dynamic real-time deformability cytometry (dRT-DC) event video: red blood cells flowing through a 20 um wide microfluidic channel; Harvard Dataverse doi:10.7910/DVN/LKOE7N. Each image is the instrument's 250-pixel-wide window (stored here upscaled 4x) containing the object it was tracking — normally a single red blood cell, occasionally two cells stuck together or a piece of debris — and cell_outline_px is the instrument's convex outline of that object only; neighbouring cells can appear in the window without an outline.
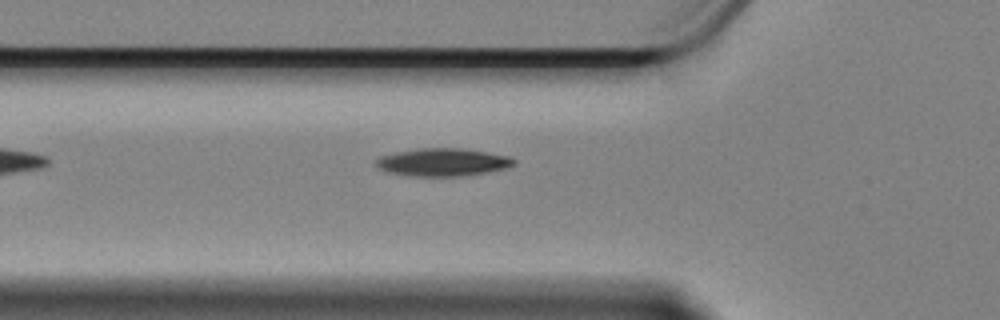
{"species": "Egyptian fruit bat (a non-hibernating species)", "species_latin": "Rousettus aegyptiacus", "temperature_condition": "cold", "stored_images_in_passage": 17, "camera_frame_rate_fps": 3000, "um_per_image_px": 0.085, "animal": {"sex": "female"}, "frame": {"image": 1, "passage_image": 2, "time_ms": 0.333, "image_size_px": [1000, 320], "cell_outline_px": [[516, 164], [504, 168], [488, 172], [456, 176], [416, 176], [388, 172], [380, 168], [376, 164], [376, 160], [380, 156], [396, 152], [416, 148], [460, 148], [488, 152], [508, 156], [516, 160]], "centroid_in_image_um": [37.64, 13.77], "position_along_channel_um": 88.2, "area_um2": 22.14}}
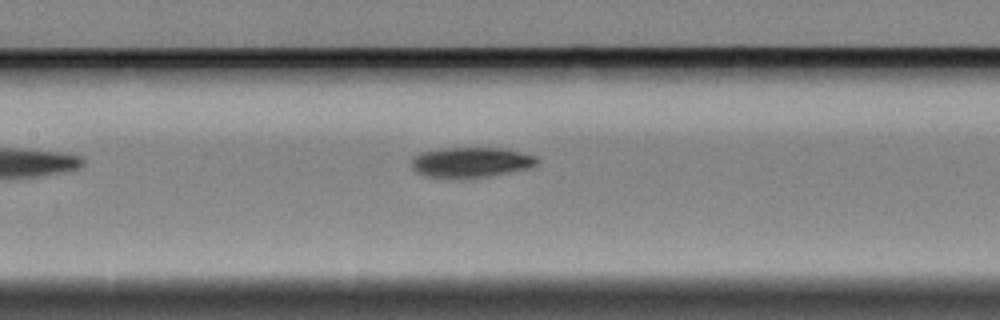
{"frame": {"image": 2, "passage_image": 9, "time_ms": 2.667, "image_size_px": [1000, 320], "cell_outline_px": [[536, 164], [528, 168], [488, 176], [460, 180], [448, 180], [428, 176], [416, 172], [412, 168], [412, 160], [420, 152], [444, 148], [500, 148], [520, 152], [536, 156]], "centroid_in_image_um": [39.96, 13.82], "position_along_channel_um": 167.4, "area_um2": 22.25}}
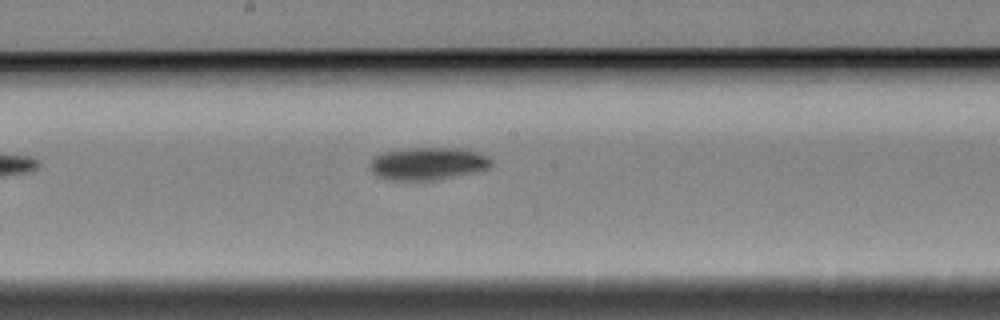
{"frame": {"image": 3, "passage_image": 13, "time_ms": 4.0, "image_size_px": [1000, 320], "cell_outline_px": [[492, 164], [488, 168], [472, 172], [436, 180], [392, 180], [376, 176], [372, 172], [368, 164], [376, 156], [384, 152], [404, 148], [456, 148], [476, 152], [488, 156], [492, 160]], "centroid_in_image_um": [36.33, 13.9], "position_along_channel_um": 211.9, "area_um2": 22.89}}